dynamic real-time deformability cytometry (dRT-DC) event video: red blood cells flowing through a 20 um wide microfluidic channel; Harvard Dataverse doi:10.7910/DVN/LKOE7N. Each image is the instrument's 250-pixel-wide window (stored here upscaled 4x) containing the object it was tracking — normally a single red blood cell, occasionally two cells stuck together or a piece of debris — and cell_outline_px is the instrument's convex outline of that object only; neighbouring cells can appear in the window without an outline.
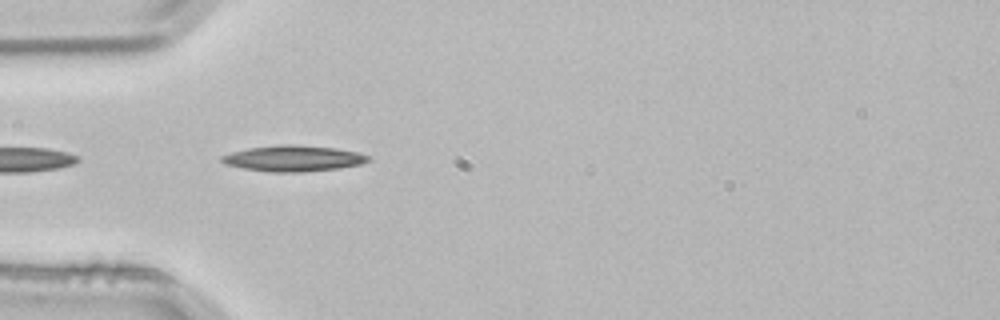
{"species": "common noctule bat (a hibernating species)", "species_latin": "Nyctalus noctula", "temperature_condition": "room temperature", "stored_images_in_passage": 1, "camera_frame_rate_fps": 3000, "um_per_image_px": 0.085, "animal": {"sex": "male", "body_mass_g": 21.5, "forearm_length_mm": 52.0}, "frame": {"image": 1, "passage_image": 1, "time_ms": 0.0, "image_size_px": [1000, 320], "cell_outline_px": [[372, 160], [360, 164], [340, 168], [300, 172], [272, 172], [244, 168], [224, 164], [220, 160], [220, 156], [232, 152], [248, 148], [280, 144], [300, 144], [336, 148], [360, 152], [372, 156]], "centroid_in_image_um": [24.98, 13.45], "position_along_channel_um": 60.0, "area_um2": 22.43}}